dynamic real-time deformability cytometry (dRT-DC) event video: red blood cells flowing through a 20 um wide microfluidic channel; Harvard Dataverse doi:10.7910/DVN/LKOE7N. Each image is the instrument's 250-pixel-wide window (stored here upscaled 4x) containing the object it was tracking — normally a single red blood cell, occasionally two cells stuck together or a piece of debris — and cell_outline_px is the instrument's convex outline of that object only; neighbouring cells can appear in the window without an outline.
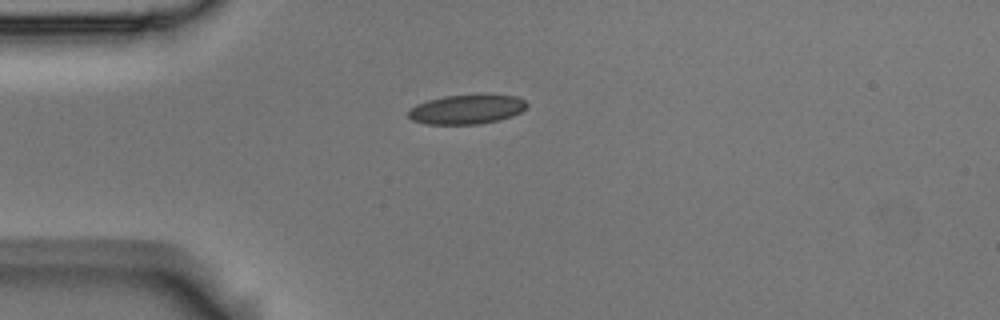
{"species": "Egyptian fruit bat (a non-hibernating species)", "species_latin": "Rousettus aegyptiacus", "temperature_condition": "room temperature", "stored_images_in_passage": 3, "camera_frame_rate_fps": 3000, "um_per_image_px": 0.085, "animal": {"sex": "male"}, "frame": {"image": 1, "passage_image": 1, "time_ms": 0.0, "image_size_px": [1000, 320], "cell_outline_px": [[528, 104], [520, 112], [512, 116], [500, 120], [480, 124], [428, 124], [412, 120], [408, 116], [408, 112], [416, 104], [428, 100], [444, 96], [516, 96], [524, 100]], "centroid_in_image_um": [39.65, 9.32], "position_along_channel_um": 45.4, "area_um2": 19.83}}
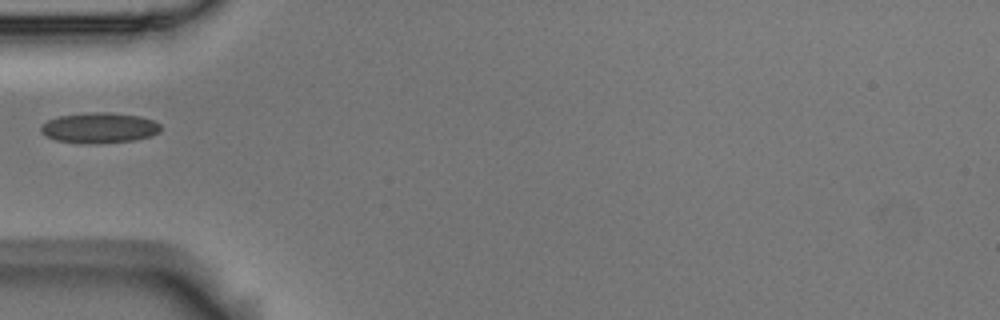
{"frame": {"image": 2, "passage_image": 2, "time_ms": 0.333, "image_size_px": [1000, 320], "cell_outline_px": [[160, 132], [136, 140], [96, 144], [80, 144], [56, 140], [40, 132], [40, 128], [48, 120], [60, 116], [92, 112], [108, 112], [140, 116], [152, 120], [160, 124]], "centroid_in_image_um": [8.44, 10.88], "position_along_channel_um": 76.6, "area_um2": 21.27}}
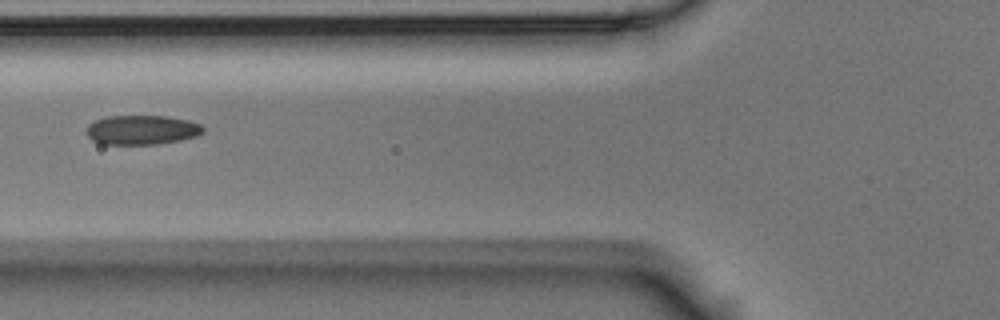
{"frame": {"image": 3, "passage_image": 3, "time_ms": 0.667, "image_size_px": [1000, 320], "cell_outline_px": [[204, 132], [196, 136], [180, 140], [156, 144], [100, 144], [92, 140], [88, 136], [88, 124], [96, 120], [108, 116], [168, 116], [188, 120], [200, 124], [204, 128]], "centroid_in_image_um": [12.07, 11.04], "position_along_channel_um": 113.7, "area_um2": 19.94}}